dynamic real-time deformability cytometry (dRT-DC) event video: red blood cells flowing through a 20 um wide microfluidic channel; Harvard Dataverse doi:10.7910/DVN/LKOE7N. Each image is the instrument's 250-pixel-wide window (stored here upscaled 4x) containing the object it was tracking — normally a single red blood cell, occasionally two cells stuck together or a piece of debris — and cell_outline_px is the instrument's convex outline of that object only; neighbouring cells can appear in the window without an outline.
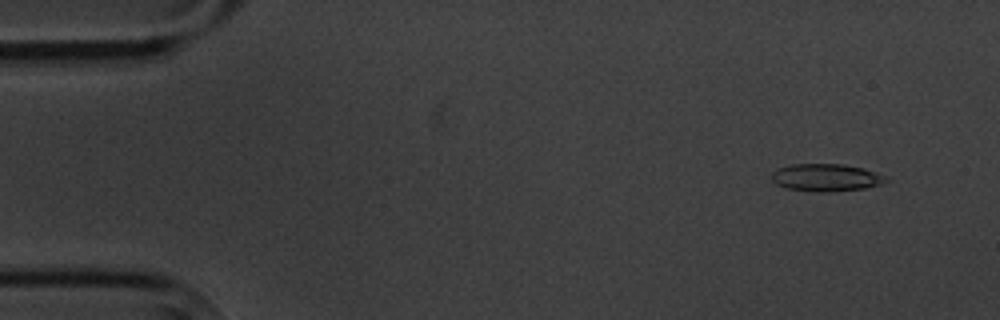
{"species": "common noctule bat (a hibernating species)", "species_latin": "Nyctalus noctula", "temperature_condition": "cold", "stored_images_in_passage": 6, "camera_frame_rate_fps": 3000, "um_per_image_px": 0.085, "animal": {"sex": "male", "body_mass_g": 20.1, "forearm_length_mm": 53.5}, "frame": {"image": 1, "passage_image": 2, "time_ms": 1.333, "image_size_px": [1000, 320], "cell_outline_px": [[892, 180], [880, 184], [864, 188], [828, 192], [812, 192], [784, 188], [776, 184], [772, 180], [772, 172], [780, 168], [792, 164], [844, 164], [864, 168], [884, 176]], "centroid_in_image_um": [70.21, 15.1], "position_along_channel_um": 14.8, "area_um2": 18.38}}
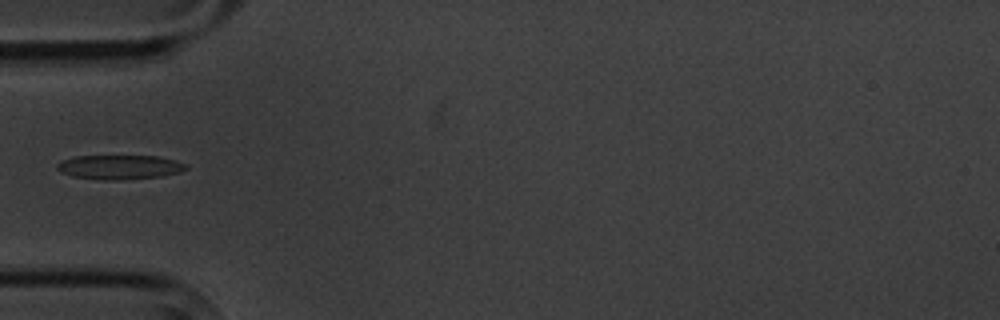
{"frame": {"image": 2, "passage_image": 6, "time_ms": 6.0, "image_size_px": [1000, 320], "cell_outline_px": [[188, 168], [180, 172], [164, 176], [120, 180], [100, 180], [72, 176], [60, 172], [56, 168], [56, 164], [60, 160], [76, 156], [156, 156], [176, 160], [184, 164]], "centroid_in_image_um": [10.13, 14.21], "position_along_channel_um": 74.9, "area_um2": 18.44}}